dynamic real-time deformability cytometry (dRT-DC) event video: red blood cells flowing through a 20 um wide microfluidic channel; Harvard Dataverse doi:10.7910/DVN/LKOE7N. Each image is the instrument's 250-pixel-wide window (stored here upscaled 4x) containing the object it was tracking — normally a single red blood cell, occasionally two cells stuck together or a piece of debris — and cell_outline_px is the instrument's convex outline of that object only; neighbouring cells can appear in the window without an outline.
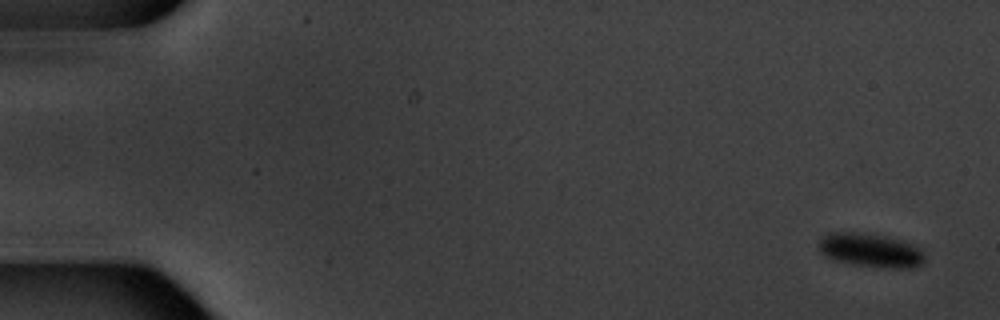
{"species": "common noctule bat (a hibernating species)", "species_latin": "Nyctalus noctula", "temperature_condition": "warm", "stored_images_in_passage": 8, "camera_frame_rate_fps": 3000, "um_per_image_px": 0.085, "animal": {"sex": "male", "body_mass_g": 20.1, "forearm_length_mm": 53.5}, "frame": {"image": 1, "passage_image": 1, "time_ms": 0.0, "image_size_px": [1000, 320], "cell_outline_px": [[924, 264], [916, 268], [892, 268], [852, 264], [836, 260], [820, 252], [820, 236], [828, 232], [852, 232], [884, 236], [904, 240], [920, 248], [924, 256]], "centroid_in_image_um": [74.04, 21.27], "position_along_channel_um": 11.0, "area_um2": 20.87}}
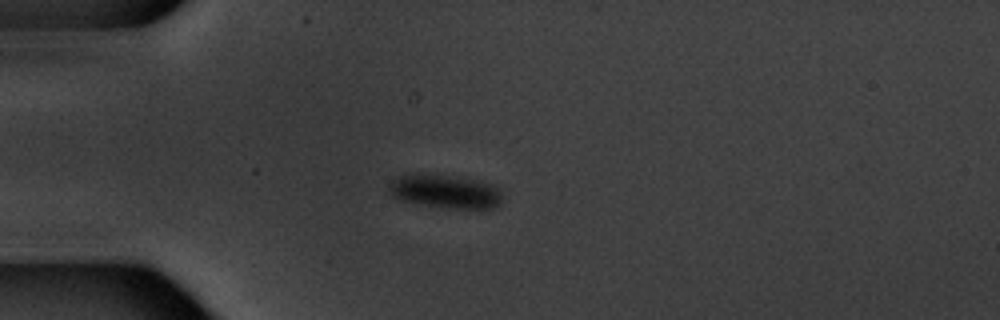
{"frame": {"image": 2, "passage_image": 5, "time_ms": 4.667, "image_size_px": [1000, 320], "cell_outline_px": [[500, 200], [492, 208], [448, 208], [400, 200], [392, 196], [388, 192], [388, 184], [400, 176], [416, 172], [448, 176], [472, 180], [492, 184], [500, 192]], "centroid_in_image_um": [37.75, 16.26], "position_along_channel_um": 47.3, "area_um2": 21.73}}
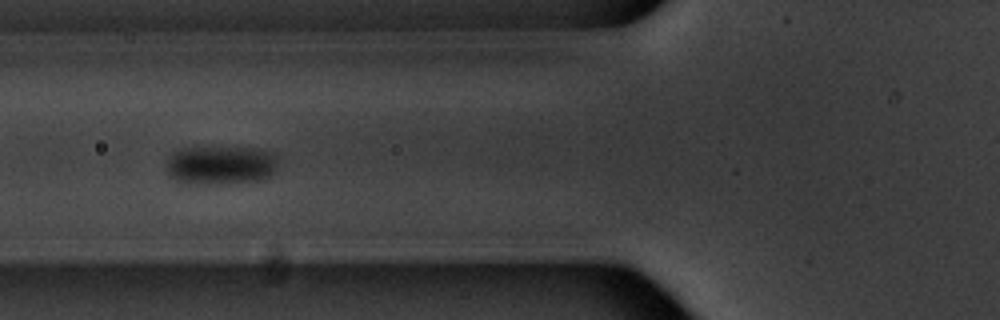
{"frame": {"image": 3, "passage_image": 7, "time_ms": 7.0, "image_size_px": [1000, 320], "cell_outline_px": [[276, 168], [264, 180], [208, 184], [180, 184], [168, 176], [168, 156], [172, 152], [184, 148], [256, 148], [276, 152]], "centroid_in_image_um": [18.73, 14.05], "position_along_channel_um": 107.1, "area_um2": 25.43}}